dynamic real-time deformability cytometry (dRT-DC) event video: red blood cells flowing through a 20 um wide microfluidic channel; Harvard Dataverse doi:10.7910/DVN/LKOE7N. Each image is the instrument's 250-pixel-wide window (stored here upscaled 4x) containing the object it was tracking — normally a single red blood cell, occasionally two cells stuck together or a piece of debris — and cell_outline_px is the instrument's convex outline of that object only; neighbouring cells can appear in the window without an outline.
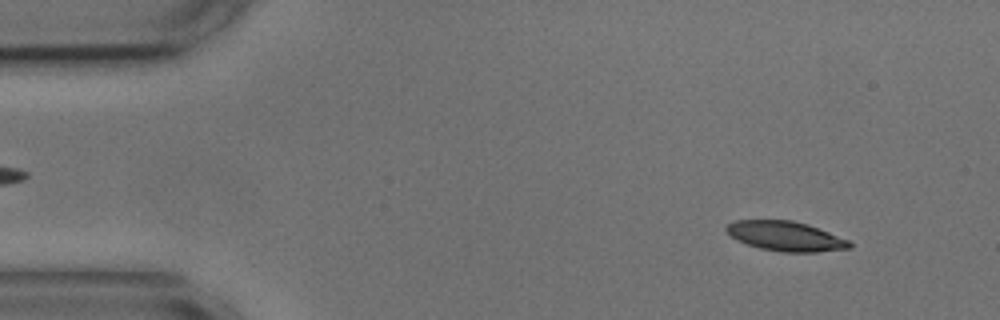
{"species": "common noctule bat (a hibernating species)", "species_latin": "Nyctalus noctula", "temperature_condition": "cold", "stored_images_in_passage": 56, "camera_frame_rate_fps": 3000, "um_per_image_px": 0.085, "animal": {"sex": "male", "body_mass_g": 17.9, "forearm_length_mm": 54.2}, "frame": {"image": 1, "passage_image": 6, "time_ms": 1.667, "image_size_px": [1000, 320], "cell_outline_px": [[852, 248], [816, 252], [780, 252], [760, 248], [736, 240], [724, 228], [728, 224], [736, 220], [792, 220], [808, 224], [848, 240], [852, 244]], "centroid_in_image_um": [66.78, 20.07], "position_along_channel_um": 18.2, "area_um2": 21.21}}
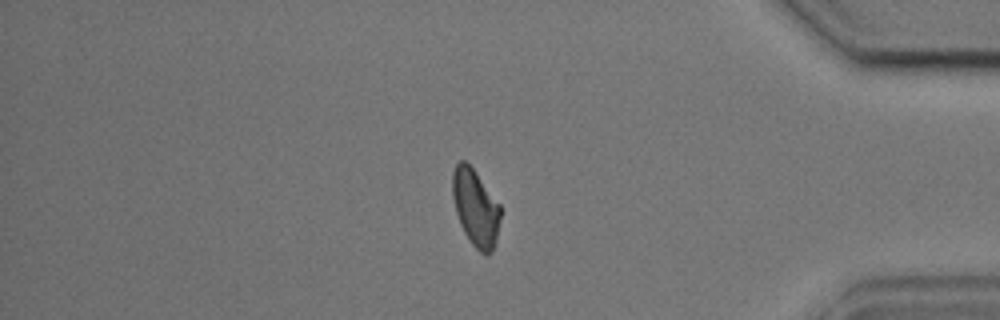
{"frame": {"image": 2, "passage_image": 47, "time_ms": 15.333, "image_size_px": [1000, 320], "cell_outline_px": [[500, 216], [496, 236], [492, 252], [488, 256], [484, 256], [472, 244], [464, 232], [460, 224], [456, 212], [452, 196], [452, 172], [456, 164], [460, 160], [464, 160], [472, 168], [500, 204]], "centroid_in_image_um": [40.4, 17.67], "position_along_channel_um": 394.8, "area_um2": 21.27}}
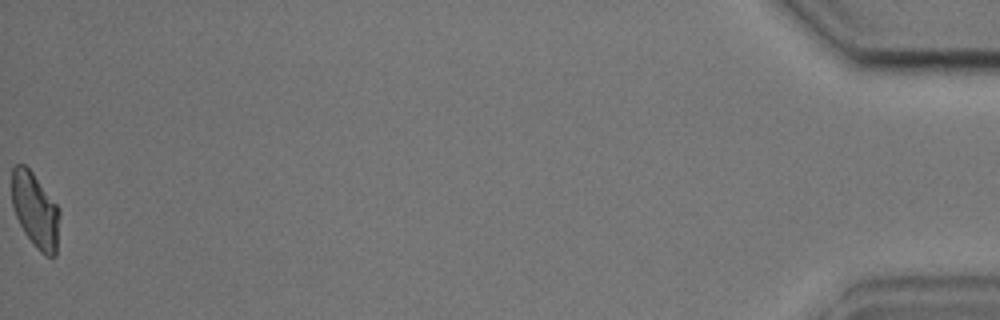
{"frame": {"image": 3, "passage_image": 56, "time_ms": 18.333, "image_size_px": [1000, 320], "cell_outline_px": [[60, 212], [56, 256], [44, 256], [36, 248], [24, 232], [16, 216], [12, 204], [12, 168], [16, 164], [24, 164], [32, 172], [60, 208]], "centroid_in_image_um": [3.01, 17.88], "position_along_channel_um": 432.2, "area_um2": 20.92}, "authors_computed_cell_mechanics": {"area_um2": 22.1952, "velocity_mm_per_s": 3.5863, "shape_relaxation_time_tau1_ms": 2.9961, "shape_relaxation_time_tau2_ms": 8.584, "deformation_change_tau1": 0.1188, "deformation_change_tau2": 0.1408}}